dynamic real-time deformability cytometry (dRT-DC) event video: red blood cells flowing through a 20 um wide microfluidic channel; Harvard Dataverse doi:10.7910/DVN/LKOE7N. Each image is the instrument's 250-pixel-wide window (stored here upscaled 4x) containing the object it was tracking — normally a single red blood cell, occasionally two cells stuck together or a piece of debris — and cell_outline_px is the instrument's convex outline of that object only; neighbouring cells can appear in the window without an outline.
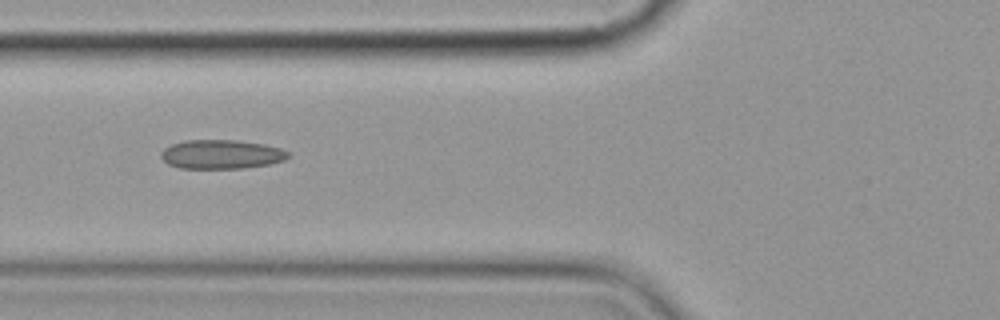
{"species": "common noctule bat (a hibernating species)", "species_latin": "Nyctalus noctula", "temperature_condition": "cold", "stored_images_in_passage": 10, "camera_frame_rate_fps": 3000, "um_per_image_px": 0.085, "animal": {"sex": "female", "body_mass_g": 19.9}, "frame": {"image": 1, "passage_image": 2, "time_ms": 1.333, "image_size_px": [1000, 320], "cell_outline_px": [[288, 156], [284, 160], [268, 164], [244, 168], [180, 168], [168, 164], [160, 156], [160, 152], [164, 148], [172, 144], [184, 140], [236, 140], [264, 144], [280, 148], [288, 152]], "centroid_in_image_um": [18.78, 13.11], "position_along_channel_um": 107.0, "area_um2": 21.44}}
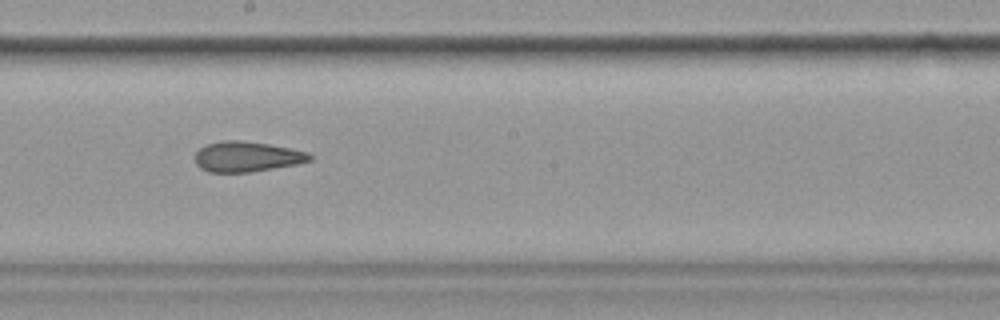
{"frame": {"image": 2, "passage_image": 5, "time_ms": 4.667, "image_size_px": [1000, 320], "cell_outline_px": [[312, 160], [296, 164], [252, 172], [208, 172], [200, 168], [196, 164], [196, 152], [204, 144], [224, 140], [240, 140], [268, 144], [292, 148], [308, 152], [312, 156]], "centroid_in_image_um": [20.98, 13.31], "position_along_channel_um": 227.2, "area_um2": 20.35}}
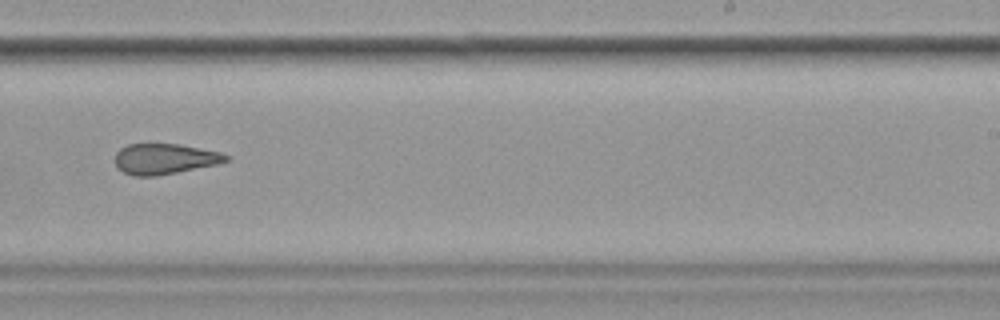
{"frame": {"image": 3, "passage_image": 6, "time_ms": 6.0, "image_size_px": [1000, 320], "cell_outline_px": [[228, 160], [216, 164], [156, 176], [132, 176], [116, 168], [116, 152], [120, 148], [128, 144], [180, 144], [220, 152], [228, 156]], "centroid_in_image_um": [13.95, 13.5], "position_along_channel_um": 275.1, "area_um2": 19.59}, "authors_computed_cell_mechanics": {"area_um2": 20.7213, "velocity_mm_per_s": 3.615, "shape_relaxation_time_tau1_ms": null, "shape_relaxation_time_tau2_ms": 3.6007, "deformation_change_tau1": null, "deformation_change_tau2": 0.1166}}